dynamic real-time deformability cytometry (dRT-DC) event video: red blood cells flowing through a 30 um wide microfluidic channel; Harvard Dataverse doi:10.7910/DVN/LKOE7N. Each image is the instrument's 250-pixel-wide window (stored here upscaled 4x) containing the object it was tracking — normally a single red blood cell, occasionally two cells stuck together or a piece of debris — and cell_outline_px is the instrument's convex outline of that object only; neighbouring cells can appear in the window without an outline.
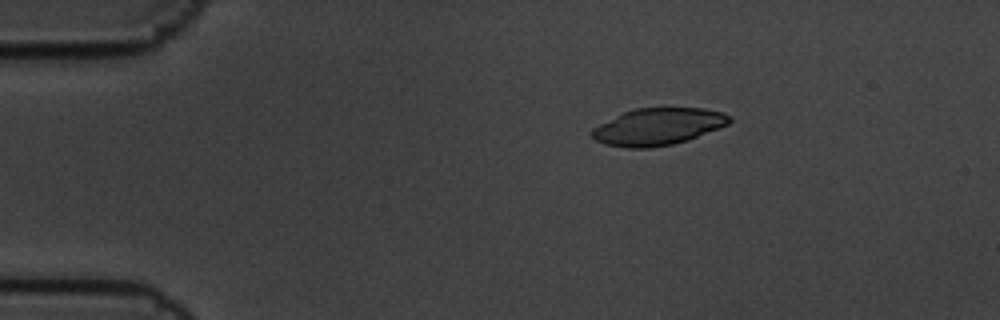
{"species": "common noctule bat (a hibernating species)", "species_latin": "Nyctalus noctula", "temperature_condition": "cold", "stored_images_in_passage": 3, "camera_frame_rate_fps": 3000, "um_per_image_px": 0.085, "animal": {"sex": "male", "body_mass_g": 19.5, "forearm_length_mm": 54.6}, "frame": {"image": 1, "passage_image": 1, "time_ms": 0.0, "image_size_px": [1000, 320], "cell_outline_px": [[732, 120], [728, 124], [720, 128], [688, 140], [672, 144], [652, 148], [628, 148], [604, 144], [596, 140], [592, 136], [592, 128], [624, 112], [636, 108], [704, 108], [724, 112], [732, 116]], "centroid_in_image_um": [55.98, 10.76], "position_along_channel_um": 29.0, "area_um2": 29.65}}